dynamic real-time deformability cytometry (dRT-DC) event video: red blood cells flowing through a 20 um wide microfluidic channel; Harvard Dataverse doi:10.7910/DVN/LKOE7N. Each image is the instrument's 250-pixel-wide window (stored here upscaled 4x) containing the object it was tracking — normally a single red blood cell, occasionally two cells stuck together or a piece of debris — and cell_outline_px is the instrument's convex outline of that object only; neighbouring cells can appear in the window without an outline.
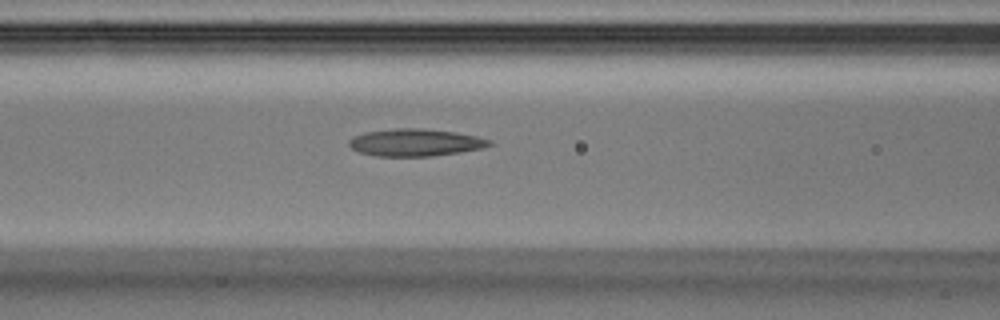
{"species": "Egyptian fruit bat (a non-hibernating species)", "species_latin": "Rousettus aegyptiacus", "temperature_condition": "warm", "stored_images_in_passage": 37, "camera_frame_rate_fps": 3000, "um_per_image_px": 0.085, "animal": {"sex": "male"}, "frame": {"image": 1, "passage_image": 14, "time_ms": 4.333, "image_size_px": [1000, 320], "cell_outline_px": [[496, 144], [484, 148], [460, 152], [432, 156], [376, 156], [360, 152], [352, 148], [348, 144], [348, 140], [352, 136], [364, 132], [392, 128], [424, 128], [456, 132], [476, 136], [492, 140]], "centroid_in_image_um": [35.33, 12.1], "position_along_channel_um": 131.3, "area_um2": 22.66}}
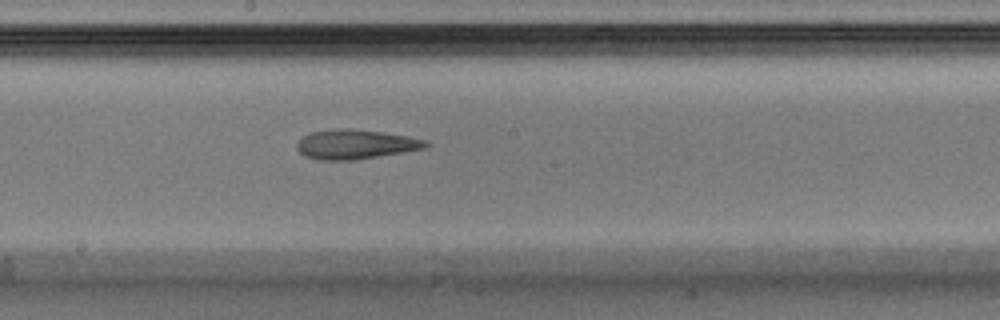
{"frame": {"image": 2, "passage_image": 19, "time_ms": 6.0, "image_size_px": [1000, 320], "cell_outline_px": [[432, 144], [428, 148], [356, 160], [320, 160], [304, 156], [296, 148], [296, 144], [304, 136], [312, 132], [348, 128], [380, 132], [408, 136], [428, 140]], "centroid_in_image_um": [30.29, 12.28], "position_along_channel_um": 217.9, "area_um2": 22.14}}
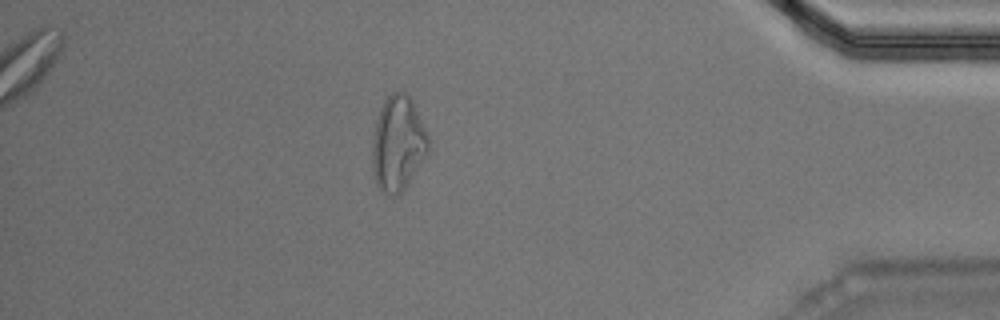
{"frame": {"image": 3, "passage_image": 32, "time_ms": 10.333, "image_size_px": [1000, 320], "cell_outline_px": [[428, 152], [408, 184], [396, 196], [392, 196], [384, 192], [376, 184], [372, 172], [372, 140], [376, 120], [380, 108], [384, 100], [392, 92], [404, 92], [412, 100], [428, 136]], "centroid_in_image_um": [33.8, 12.21], "position_along_channel_um": 401.4, "area_um2": 30.87}}